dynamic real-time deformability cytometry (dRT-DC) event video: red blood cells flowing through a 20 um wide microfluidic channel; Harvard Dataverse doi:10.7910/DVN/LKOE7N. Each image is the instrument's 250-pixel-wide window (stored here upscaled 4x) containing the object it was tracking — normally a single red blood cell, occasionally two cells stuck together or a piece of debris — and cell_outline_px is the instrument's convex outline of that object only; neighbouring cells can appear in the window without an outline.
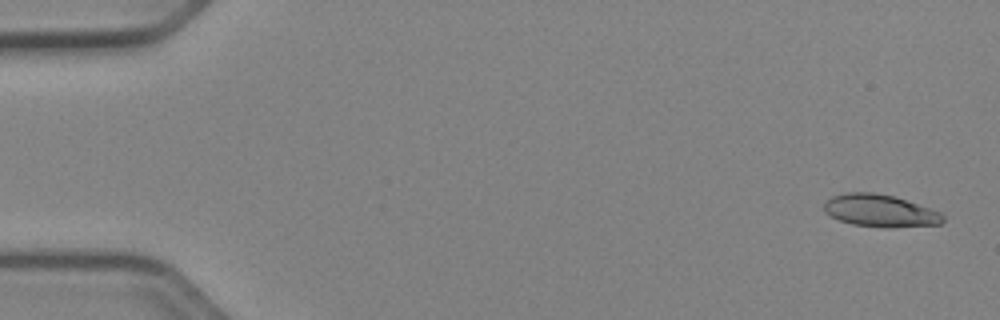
{"species": "Egyptian fruit bat (a non-hibernating species)", "species_latin": "Rousettus aegyptiacus", "temperature_condition": "cold", "stored_images_in_passage": 52, "camera_frame_rate_fps": 3000, "um_per_image_px": 0.085, "animal": {"sex": "female"}, "frame": {"image": 1, "passage_image": 2, "time_ms": 0.333, "image_size_px": [1000, 320], "cell_outline_px": [[944, 220], [940, 224], [892, 228], [880, 228], [852, 224], [840, 220], [824, 212], [824, 204], [832, 196], [848, 192], [872, 192], [892, 196], [940, 212], [944, 216]], "centroid_in_image_um": [74.79, 17.93], "position_along_channel_um": 10.2, "area_um2": 22.25}}
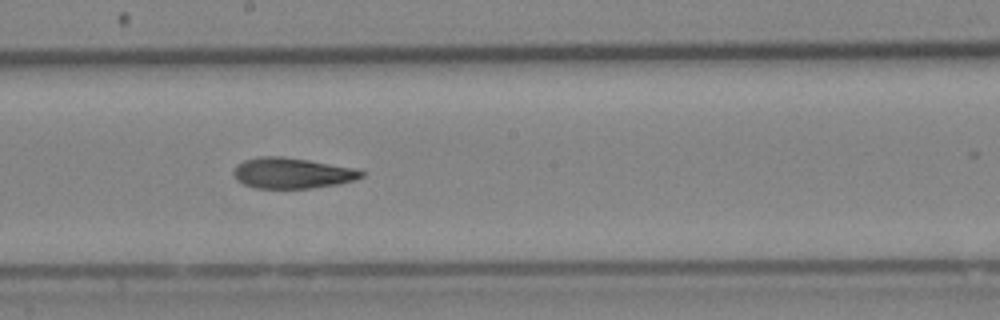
{"frame": {"image": 2, "passage_image": 29, "time_ms": 9.333, "image_size_px": [1000, 320], "cell_outline_px": [[364, 176], [356, 180], [336, 184], [312, 188], [256, 188], [244, 184], [236, 180], [232, 172], [236, 164], [244, 160], [260, 156], [280, 156], [308, 160], [352, 168], [364, 172]], "centroid_in_image_um": [24.78, 14.71], "position_along_channel_um": 223.4, "area_um2": 22.77}}
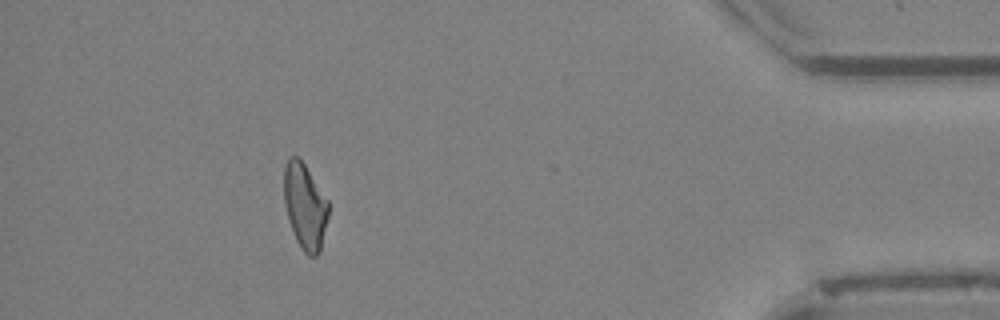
{"frame": {"image": 3, "passage_image": 47, "time_ms": 15.333, "image_size_px": [1000, 320], "cell_outline_px": [[328, 216], [320, 252], [316, 256], [308, 256], [300, 248], [296, 240], [288, 220], [284, 204], [284, 168], [288, 156], [300, 156], [328, 200]], "centroid_in_image_um": [25.91, 17.51], "position_along_channel_um": 409.3, "area_um2": 22.48}, "authors_computed_cell_mechanics": {"area_um2": 22.7154, "velocity_mm_per_s": 3.9669, "shape_relaxation_time_tau1_ms": 10.3653, "shape_relaxation_time_tau2_ms": 7.3186, "deformation_change_tau1": 0.2097, "deformation_change_tau2": 0.1676}}